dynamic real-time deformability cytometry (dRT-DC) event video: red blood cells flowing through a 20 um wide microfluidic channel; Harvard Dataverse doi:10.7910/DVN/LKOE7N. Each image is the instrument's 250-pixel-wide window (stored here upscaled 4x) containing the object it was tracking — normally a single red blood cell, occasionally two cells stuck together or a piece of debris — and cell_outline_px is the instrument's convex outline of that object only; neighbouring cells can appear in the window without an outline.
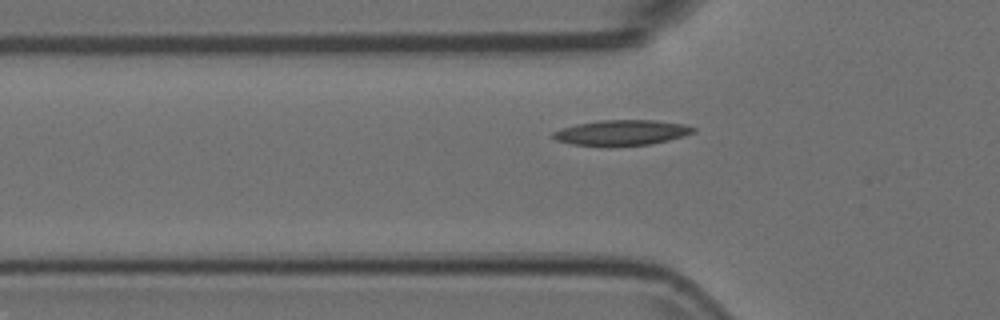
{"species": "Egyptian fruit bat (a non-hibernating species)", "species_latin": "Rousettus aegyptiacus", "temperature_condition": "room temperature", "stored_images_in_passage": 38, "camera_frame_rate_fps": 3000, "um_per_image_px": 0.085, "animal": {"sex": "female"}, "frame": {"image": 1, "passage_image": 8, "time_ms": 2.333, "image_size_px": [1000, 320], "cell_outline_px": [[696, 128], [692, 132], [684, 136], [668, 140], [648, 144], [608, 148], [572, 144], [556, 140], [552, 136], [552, 132], [560, 128], [576, 124], [600, 120], [656, 120], [684, 124]], "centroid_in_image_um": [52.78, 11.29], "position_along_channel_um": 73.0, "area_um2": 21.15}}
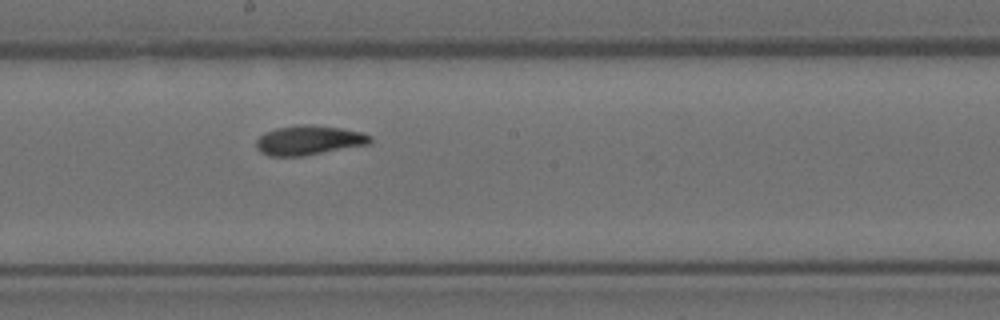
{"frame": {"image": 2, "passage_image": 20, "time_ms": 6.333, "image_size_px": [1000, 320], "cell_outline_px": [[372, 140], [368, 144], [304, 156], [268, 156], [260, 152], [256, 148], [256, 140], [264, 132], [276, 128], [296, 124], [312, 124], [340, 128], [360, 132], [372, 136]], "centroid_in_image_um": [26.21, 11.91], "position_along_channel_um": 222.0, "area_um2": 19.71}}
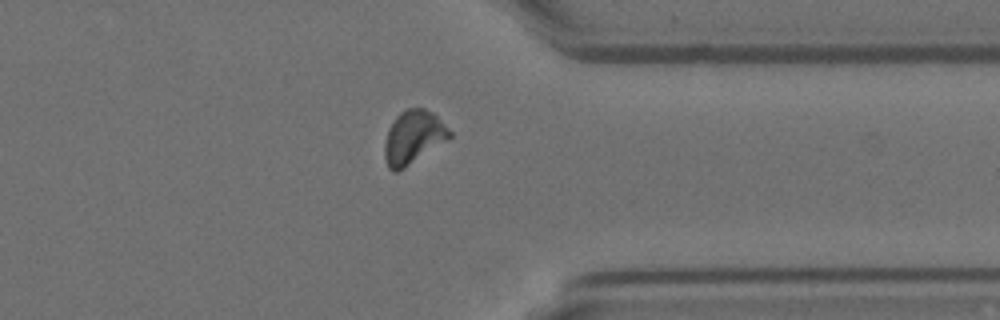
{"frame": {"image": 3, "passage_image": 33, "time_ms": 10.667, "image_size_px": [1000, 320], "cell_outline_px": [[452, 136], [448, 140], [404, 168], [396, 172], [392, 172], [388, 168], [384, 156], [384, 144], [388, 128], [396, 116], [400, 112], [408, 108], [424, 108], [432, 112], [452, 132]], "centroid_in_image_um": [35.11, 11.67], "position_along_channel_um": 376.3, "area_um2": 20.23}}